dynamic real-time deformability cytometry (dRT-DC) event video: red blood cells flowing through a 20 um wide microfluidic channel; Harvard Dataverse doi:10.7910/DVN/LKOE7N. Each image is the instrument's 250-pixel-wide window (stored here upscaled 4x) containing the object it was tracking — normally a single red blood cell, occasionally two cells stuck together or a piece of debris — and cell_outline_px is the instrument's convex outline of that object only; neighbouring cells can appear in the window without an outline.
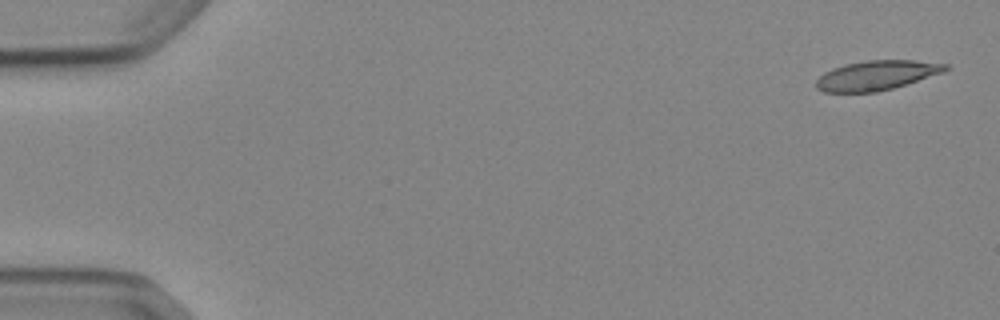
{"species": "Egyptian fruit bat (a non-hibernating species)", "species_latin": "Rousettus aegyptiacus", "temperature_condition": "cold", "stored_images_in_passage": 6, "segment_of_instrument_passage": [1, 2], "camera_frame_rate_fps": 3000, "um_per_image_px": 0.085, "animal": {"sex": "female"}, "frame": {"image": 1, "passage_image": 1, "time_ms": 0.0, "image_size_px": [1000, 320], "cell_outline_px": [[952, 68], [944, 72], [892, 88], [876, 92], [824, 92], [816, 88], [816, 80], [824, 72], [832, 68], [844, 64], [868, 60], [916, 60], [948, 64]], "centroid_in_image_um": [74.52, 6.39], "position_along_channel_um": 10.5, "area_um2": 22.31}}